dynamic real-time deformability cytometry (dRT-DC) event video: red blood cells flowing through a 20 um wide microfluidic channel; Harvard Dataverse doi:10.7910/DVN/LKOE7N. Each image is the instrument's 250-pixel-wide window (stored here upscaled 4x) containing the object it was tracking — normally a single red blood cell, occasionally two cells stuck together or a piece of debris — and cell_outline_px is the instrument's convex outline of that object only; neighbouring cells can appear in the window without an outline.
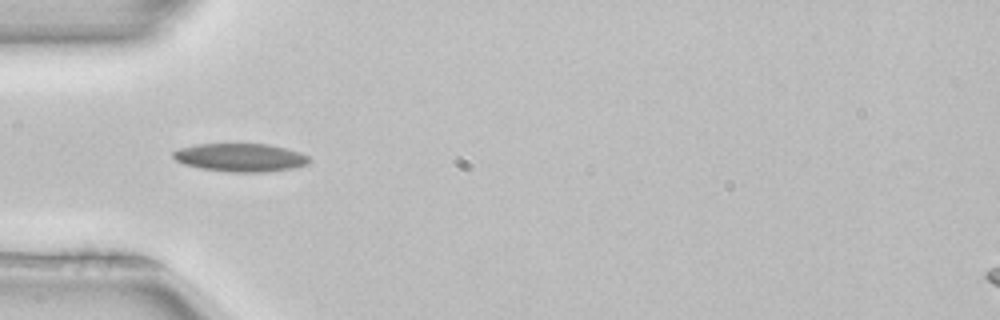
{"species": "common noctule bat (a hibernating species)", "species_latin": "Nyctalus noctula", "temperature_condition": "room temperature", "stored_images_in_passage": 50, "camera_frame_rate_fps": 3000, "um_per_image_px": 0.085, "animal": {"sex": "female", "body_mass_g": 22.7, "forearm_length_mm": 54.2}, "frame": {"image": 1, "passage_image": 15, "time_ms": 4.667, "image_size_px": [1000, 320], "cell_outline_px": [[312, 160], [308, 164], [296, 168], [264, 172], [228, 172], [200, 168], [184, 164], [176, 160], [172, 156], [172, 152], [180, 148], [196, 144], [268, 144], [300, 152], [308, 156]], "centroid_in_image_um": [20.46, 13.39], "position_along_channel_um": 64.5, "area_um2": 22.48}, "authors_computed_cell_mechanics": {"area_um2": 20.4034, "velocity_mm_per_s": 3.9944, "shape_relaxation_time_tau1_ms": 10.4101, "shape_relaxation_time_tau2_ms": 11.2712, "deformation_change_tau1": 0.1952, "deformation_change_tau2": 0.2161}}